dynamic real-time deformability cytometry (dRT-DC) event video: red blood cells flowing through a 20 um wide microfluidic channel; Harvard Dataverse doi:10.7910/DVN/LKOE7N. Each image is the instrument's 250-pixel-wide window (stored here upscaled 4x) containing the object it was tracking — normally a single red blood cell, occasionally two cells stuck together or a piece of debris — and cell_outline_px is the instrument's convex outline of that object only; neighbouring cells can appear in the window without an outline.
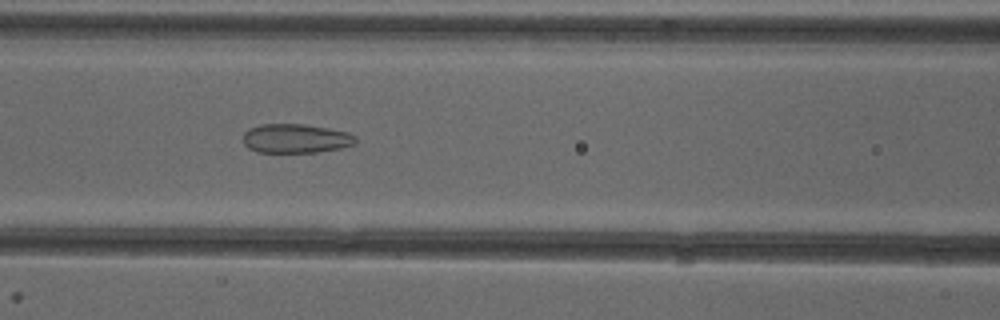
{"species": "common noctule bat (a hibernating species)", "species_latin": "Nyctalus noctula", "temperature_condition": "cold", "stored_images_in_passage": 51, "camera_frame_rate_fps": 3000, "um_per_image_px": 0.085, "animal": {"sex": "female"}, "frame": {"image": 1, "passage_image": 22, "time_ms": 7.0, "image_size_px": [1000, 320], "cell_outline_px": [[356, 144], [340, 148], [316, 152], [256, 152], [248, 148], [244, 144], [244, 132], [248, 128], [260, 124], [304, 124], [328, 128], [348, 132], [356, 136]], "centroid_in_image_um": [25.13, 11.76], "position_along_channel_um": 141.5, "area_um2": 19.19}}
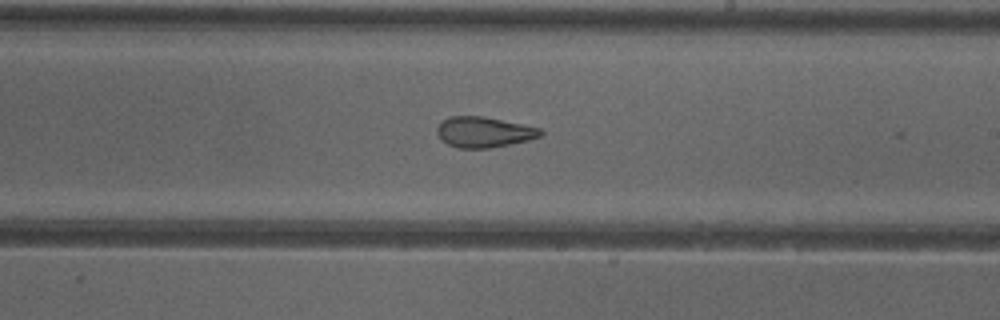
{"frame": {"image": 2, "passage_image": 30, "time_ms": 9.667, "image_size_px": [1000, 320], "cell_outline_px": [[544, 132], [540, 136], [528, 140], [488, 148], [456, 148], [448, 144], [436, 132], [436, 128], [440, 120], [448, 116], [484, 116], [540, 128]], "centroid_in_image_um": [41.09, 11.21], "position_along_channel_um": 247.9, "area_um2": 18.38}}
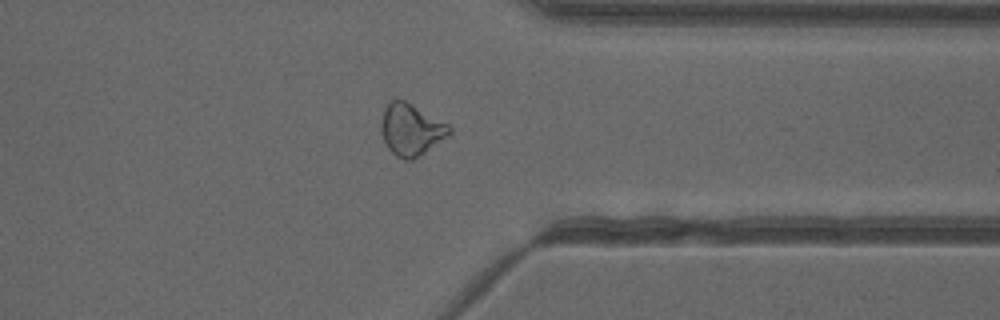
{"frame": {"image": 3, "passage_image": 40, "time_ms": 13.0, "image_size_px": [1000, 320], "cell_outline_px": [[452, 132], [448, 136], [412, 160], [404, 160], [396, 156], [388, 148], [384, 140], [380, 128], [384, 108], [392, 100], [404, 100], [412, 104], [448, 124], [452, 128]], "centroid_in_image_um": [34.93, 11.02], "position_along_channel_um": 376.5, "area_um2": 20.29}, "authors_computed_cell_mechanics": {"area_um2": 21.5594, "velocity_mm_per_s": 3.9957, "shape_relaxation_time_tau1_ms": null, "shape_relaxation_time_tau2_ms": 1.9146, "deformation_change_tau1": null, "deformation_change_tau2": 0.094}}